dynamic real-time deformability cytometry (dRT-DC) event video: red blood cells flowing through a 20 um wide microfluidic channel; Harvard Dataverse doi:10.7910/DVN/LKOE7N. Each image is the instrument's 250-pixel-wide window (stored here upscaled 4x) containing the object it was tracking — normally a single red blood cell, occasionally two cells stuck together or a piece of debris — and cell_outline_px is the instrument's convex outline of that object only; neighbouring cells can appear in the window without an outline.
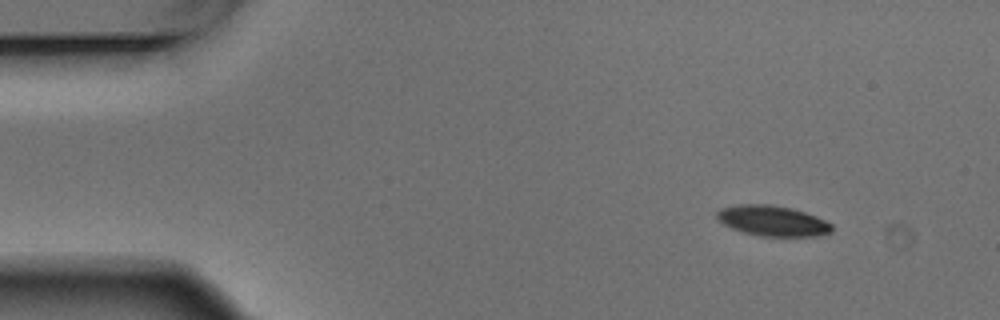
{"species": "Egyptian fruit bat (a non-hibernating species)", "species_latin": "Rousettus aegyptiacus", "temperature_condition": "warm", "stored_images_in_passage": 4, "camera_frame_rate_fps": 3000, "um_per_image_px": 0.085, "animal": {"sex": "male"}, "frame": {"image": 1, "passage_image": 1, "time_ms": 0.0, "image_size_px": [1000, 320], "cell_outline_px": [[832, 232], [816, 236], [760, 236], [744, 232], [732, 228], [724, 224], [716, 216], [716, 212], [720, 208], [740, 204], [772, 204], [792, 208], [816, 216], [832, 224]], "centroid_in_image_um": [65.67, 18.76], "position_along_channel_um": 19.3, "area_um2": 20.35}}